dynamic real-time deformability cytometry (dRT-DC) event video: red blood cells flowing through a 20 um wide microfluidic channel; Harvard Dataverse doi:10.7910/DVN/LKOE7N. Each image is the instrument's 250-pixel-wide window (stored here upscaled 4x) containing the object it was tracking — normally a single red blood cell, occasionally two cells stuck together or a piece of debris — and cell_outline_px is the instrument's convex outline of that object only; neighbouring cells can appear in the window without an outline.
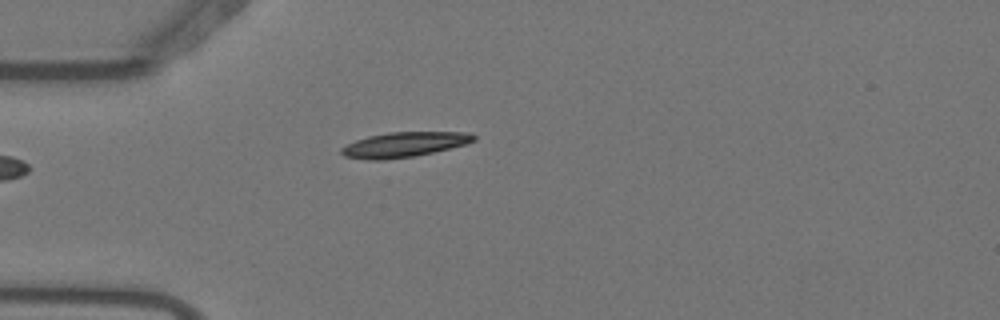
{"species": "Egyptian fruit bat (a non-hibernating species)", "species_latin": "Rousettus aegyptiacus", "temperature_condition": "warm", "stored_images_in_passage": 2, "camera_frame_rate_fps": 3000, "um_per_image_px": 0.085, "animal": {"sex": "female"}, "frame": {"image": 1, "passage_image": 2, "time_ms": 0.333, "image_size_px": [1000, 320], "cell_outline_px": [[476, 140], [464, 144], [432, 152], [412, 156], [384, 160], [368, 160], [344, 156], [340, 152], [340, 148], [356, 140], [368, 136], [388, 132], [468, 132], [476, 136]], "centroid_in_image_um": [34.31, 12.28], "position_along_channel_um": 50.7, "area_um2": 19.07}}